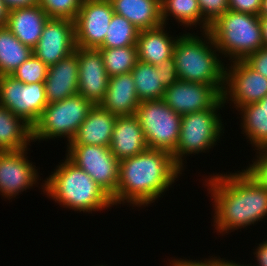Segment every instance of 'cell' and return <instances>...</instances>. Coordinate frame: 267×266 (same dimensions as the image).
<instances>
[{
  "mask_svg": "<svg viewBox=\"0 0 267 266\" xmlns=\"http://www.w3.org/2000/svg\"><path fill=\"white\" fill-rule=\"evenodd\" d=\"M204 181L215 212L212 226L222 236L254 226L267 216V189L243 169L228 174L213 173Z\"/></svg>",
  "mask_w": 267,
  "mask_h": 266,
  "instance_id": "1",
  "label": "cell"
},
{
  "mask_svg": "<svg viewBox=\"0 0 267 266\" xmlns=\"http://www.w3.org/2000/svg\"><path fill=\"white\" fill-rule=\"evenodd\" d=\"M182 172L172 153L148 148L120 161L119 182L112 202L114 206L128 203L132 208L149 206L171 188Z\"/></svg>",
  "mask_w": 267,
  "mask_h": 266,
  "instance_id": "2",
  "label": "cell"
},
{
  "mask_svg": "<svg viewBox=\"0 0 267 266\" xmlns=\"http://www.w3.org/2000/svg\"><path fill=\"white\" fill-rule=\"evenodd\" d=\"M66 158V159H65ZM45 178L41 190L48 198L69 210L92 213L112 209L111 196L83 169L67 157Z\"/></svg>",
  "mask_w": 267,
  "mask_h": 266,
  "instance_id": "3",
  "label": "cell"
},
{
  "mask_svg": "<svg viewBox=\"0 0 267 266\" xmlns=\"http://www.w3.org/2000/svg\"><path fill=\"white\" fill-rule=\"evenodd\" d=\"M200 34L181 33L175 43L173 57L178 79L216 86L223 93L225 63L209 31Z\"/></svg>",
  "mask_w": 267,
  "mask_h": 266,
  "instance_id": "4",
  "label": "cell"
},
{
  "mask_svg": "<svg viewBox=\"0 0 267 266\" xmlns=\"http://www.w3.org/2000/svg\"><path fill=\"white\" fill-rule=\"evenodd\" d=\"M209 33L230 62L244 60L264 46L260 16L253 14L228 10L210 25Z\"/></svg>",
  "mask_w": 267,
  "mask_h": 266,
  "instance_id": "5",
  "label": "cell"
},
{
  "mask_svg": "<svg viewBox=\"0 0 267 266\" xmlns=\"http://www.w3.org/2000/svg\"><path fill=\"white\" fill-rule=\"evenodd\" d=\"M224 106L222 98L211 109L192 112L181 117L179 141L172 155L182 170L187 156L209 153V149L222 139L220 137L223 136L225 127L219 110Z\"/></svg>",
  "mask_w": 267,
  "mask_h": 266,
  "instance_id": "6",
  "label": "cell"
},
{
  "mask_svg": "<svg viewBox=\"0 0 267 266\" xmlns=\"http://www.w3.org/2000/svg\"><path fill=\"white\" fill-rule=\"evenodd\" d=\"M93 106L90 100L80 94L59 102L48 103L39 120L32 127L33 142L67 138L69 143Z\"/></svg>",
  "mask_w": 267,
  "mask_h": 266,
  "instance_id": "7",
  "label": "cell"
},
{
  "mask_svg": "<svg viewBox=\"0 0 267 266\" xmlns=\"http://www.w3.org/2000/svg\"><path fill=\"white\" fill-rule=\"evenodd\" d=\"M135 115L149 149L170 153L176 150L182 116L174 112L163 99L140 102Z\"/></svg>",
  "mask_w": 267,
  "mask_h": 266,
  "instance_id": "8",
  "label": "cell"
},
{
  "mask_svg": "<svg viewBox=\"0 0 267 266\" xmlns=\"http://www.w3.org/2000/svg\"><path fill=\"white\" fill-rule=\"evenodd\" d=\"M0 105L33 127L48 105L44 82L24 84L12 75L0 76Z\"/></svg>",
  "mask_w": 267,
  "mask_h": 266,
  "instance_id": "9",
  "label": "cell"
},
{
  "mask_svg": "<svg viewBox=\"0 0 267 266\" xmlns=\"http://www.w3.org/2000/svg\"><path fill=\"white\" fill-rule=\"evenodd\" d=\"M66 157L91 178L111 197L119 182L120 161L109 147L98 145H67Z\"/></svg>",
  "mask_w": 267,
  "mask_h": 266,
  "instance_id": "10",
  "label": "cell"
},
{
  "mask_svg": "<svg viewBox=\"0 0 267 266\" xmlns=\"http://www.w3.org/2000/svg\"><path fill=\"white\" fill-rule=\"evenodd\" d=\"M229 63L228 65L231 66L226 64L224 104H233V108L238 111L245 105L259 102L267 95L265 76L254 71L243 60Z\"/></svg>",
  "mask_w": 267,
  "mask_h": 266,
  "instance_id": "11",
  "label": "cell"
},
{
  "mask_svg": "<svg viewBox=\"0 0 267 266\" xmlns=\"http://www.w3.org/2000/svg\"><path fill=\"white\" fill-rule=\"evenodd\" d=\"M114 14L110 0H82L74 19L76 47L98 49Z\"/></svg>",
  "mask_w": 267,
  "mask_h": 266,
  "instance_id": "12",
  "label": "cell"
},
{
  "mask_svg": "<svg viewBox=\"0 0 267 266\" xmlns=\"http://www.w3.org/2000/svg\"><path fill=\"white\" fill-rule=\"evenodd\" d=\"M27 149L30 150L0 151V195L5 199L11 200L33 186L41 185L39 171L28 160Z\"/></svg>",
  "mask_w": 267,
  "mask_h": 266,
  "instance_id": "13",
  "label": "cell"
},
{
  "mask_svg": "<svg viewBox=\"0 0 267 266\" xmlns=\"http://www.w3.org/2000/svg\"><path fill=\"white\" fill-rule=\"evenodd\" d=\"M222 98L223 93L216 86L178 80L166 88L163 101L183 116L211 109Z\"/></svg>",
  "mask_w": 267,
  "mask_h": 266,
  "instance_id": "14",
  "label": "cell"
},
{
  "mask_svg": "<svg viewBox=\"0 0 267 266\" xmlns=\"http://www.w3.org/2000/svg\"><path fill=\"white\" fill-rule=\"evenodd\" d=\"M74 21L49 18L33 54L46 66H51L75 51Z\"/></svg>",
  "mask_w": 267,
  "mask_h": 266,
  "instance_id": "15",
  "label": "cell"
},
{
  "mask_svg": "<svg viewBox=\"0 0 267 266\" xmlns=\"http://www.w3.org/2000/svg\"><path fill=\"white\" fill-rule=\"evenodd\" d=\"M78 57V94L100 104L105 97L109 76L99 49L75 47Z\"/></svg>",
  "mask_w": 267,
  "mask_h": 266,
  "instance_id": "16",
  "label": "cell"
},
{
  "mask_svg": "<svg viewBox=\"0 0 267 266\" xmlns=\"http://www.w3.org/2000/svg\"><path fill=\"white\" fill-rule=\"evenodd\" d=\"M78 77V57L75 52L49 66L44 82L47 102H59L78 94Z\"/></svg>",
  "mask_w": 267,
  "mask_h": 266,
  "instance_id": "17",
  "label": "cell"
},
{
  "mask_svg": "<svg viewBox=\"0 0 267 266\" xmlns=\"http://www.w3.org/2000/svg\"><path fill=\"white\" fill-rule=\"evenodd\" d=\"M109 148L119 161L148 149L144 132L135 114L117 116Z\"/></svg>",
  "mask_w": 267,
  "mask_h": 266,
  "instance_id": "18",
  "label": "cell"
},
{
  "mask_svg": "<svg viewBox=\"0 0 267 266\" xmlns=\"http://www.w3.org/2000/svg\"><path fill=\"white\" fill-rule=\"evenodd\" d=\"M117 116L102 108L99 104L94 105L86 119L80 125L73 139L66 145H98L110 147L114 123Z\"/></svg>",
  "mask_w": 267,
  "mask_h": 266,
  "instance_id": "19",
  "label": "cell"
},
{
  "mask_svg": "<svg viewBox=\"0 0 267 266\" xmlns=\"http://www.w3.org/2000/svg\"><path fill=\"white\" fill-rule=\"evenodd\" d=\"M48 19L40 5L22 7L9 11L6 26L22 44L33 50Z\"/></svg>",
  "mask_w": 267,
  "mask_h": 266,
  "instance_id": "20",
  "label": "cell"
},
{
  "mask_svg": "<svg viewBox=\"0 0 267 266\" xmlns=\"http://www.w3.org/2000/svg\"><path fill=\"white\" fill-rule=\"evenodd\" d=\"M140 100L132 73L109 77L104 99L99 104L116 116L135 114Z\"/></svg>",
  "mask_w": 267,
  "mask_h": 266,
  "instance_id": "21",
  "label": "cell"
},
{
  "mask_svg": "<svg viewBox=\"0 0 267 266\" xmlns=\"http://www.w3.org/2000/svg\"><path fill=\"white\" fill-rule=\"evenodd\" d=\"M169 33L166 25L139 31L136 43L138 60L157 66L173 57L178 35L176 37Z\"/></svg>",
  "mask_w": 267,
  "mask_h": 266,
  "instance_id": "22",
  "label": "cell"
},
{
  "mask_svg": "<svg viewBox=\"0 0 267 266\" xmlns=\"http://www.w3.org/2000/svg\"><path fill=\"white\" fill-rule=\"evenodd\" d=\"M115 14L125 17L139 31L163 25L159 0H110Z\"/></svg>",
  "mask_w": 267,
  "mask_h": 266,
  "instance_id": "23",
  "label": "cell"
},
{
  "mask_svg": "<svg viewBox=\"0 0 267 266\" xmlns=\"http://www.w3.org/2000/svg\"><path fill=\"white\" fill-rule=\"evenodd\" d=\"M31 142H33L32 127L0 105V151L29 148Z\"/></svg>",
  "mask_w": 267,
  "mask_h": 266,
  "instance_id": "24",
  "label": "cell"
},
{
  "mask_svg": "<svg viewBox=\"0 0 267 266\" xmlns=\"http://www.w3.org/2000/svg\"><path fill=\"white\" fill-rule=\"evenodd\" d=\"M238 113L242 134L249 139L253 150L267 149V109L256 102L241 107Z\"/></svg>",
  "mask_w": 267,
  "mask_h": 266,
  "instance_id": "25",
  "label": "cell"
},
{
  "mask_svg": "<svg viewBox=\"0 0 267 266\" xmlns=\"http://www.w3.org/2000/svg\"><path fill=\"white\" fill-rule=\"evenodd\" d=\"M33 50L22 44L7 26L0 27V76L11 75Z\"/></svg>",
  "mask_w": 267,
  "mask_h": 266,
  "instance_id": "26",
  "label": "cell"
},
{
  "mask_svg": "<svg viewBox=\"0 0 267 266\" xmlns=\"http://www.w3.org/2000/svg\"><path fill=\"white\" fill-rule=\"evenodd\" d=\"M169 17H173L174 20L180 26H185L193 30V26L196 28L200 26V32L204 31V17L201 14L198 0H163L161 2V19L163 25H167ZM202 28V29H201Z\"/></svg>",
  "mask_w": 267,
  "mask_h": 266,
  "instance_id": "27",
  "label": "cell"
},
{
  "mask_svg": "<svg viewBox=\"0 0 267 266\" xmlns=\"http://www.w3.org/2000/svg\"><path fill=\"white\" fill-rule=\"evenodd\" d=\"M131 73L140 102L163 99L166 87L161 82L160 68L138 60Z\"/></svg>",
  "mask_w": 267,
  "mask_h": 266,
  "instance_id": "28",
  "label": "cell"
},
{
  "mask_svg": "<svg viewBox=\"0 0 267 266\" xmlns=\"http://www.w3.org/2000/svg\"><path fill=\"white\" fill-rule=\"evenodd\" d=\"M109 77L130 73L138 61L137 46L98 48Z\"/></svg>",
  "mask_w": 267,
  "mask_h": 266,
  "instance_id": "29",
  "label": "cell"
},
{
  "mask_svg": "<svg viewBox=\"0 0 267 266\" xmlns=\"http://www.w3.org/2000/svg\"><path fill=\"white\" fill-rule=\"evenodd\" d=\"M139 30L125 17L113 14L105 40L99 48H117L136 45Z\"/></svg>",
  "mask_w": 267,
  "mask_h": 266,
  "instance_id": "30",
  "label": "cell"
},
{
  "mask_svg": "<svg viewBox=\"0 0 267 266\" xmlns=\"http://www.w3.org/2000/svg\"><path fill=\"white\" fill-rule=\"evenodd\" d=\"M48 66L32 54L11 75L24 84L45 82Z\"/></svg>",
  "mask_w": 267,
  "mask_h": 266,
  "instance_id": "31",
  "label": "cell"
},
{
  "mask_svg": "<svg viewBox=\"0 0 267 266\" xmlns=\"http://www.w3.org/2000/svg\"><path fill=\"white\" fill-rule=\"evenodd\" d=\"M82 0H39L49 18L73 20L78 15Z\"/></svg>",
  "mask_w": 267,
  "mask_h": 266,
  "instance_id": "32",
  "label": "cell"
},
{
  "mask_svg": "<svg viewBox=\"0 0 267 266\" xmlns=\"http://www.w3.org/2000/svg\"><path fill=\"white\" fill-rule=\"evenodd\" d=\"M201 14L204 17V31L229 10L228 0H198Z\"/></svg>",
  "mask_w": 267,
  "mask_h": 266,
  "instance_id": "33",
  "label": "cell"
},
{
  "mask_svg": "<svg viewBox=\"0 0 267 266\" xmlns=\"http://www.w3.org/2000/svg\"><path fill=\"white\" fill-rule=\"evenodd\" d=\"M252 164H249L246 169H243L251 176L260 186L267 189V149L255 151Z\"/></svg>",
  "mask_w": 267,
  "mask_h": 266,
  "instance_id": "34",
  "label": "cell"
},
{
  "mask_svg": "<svg viewBox=\"0 0 267 266\" xmlns=\"http://www.w3.org/2000/svg\"><path fill=\"white\" fill-rule=\"evenodd\" d=\"M243 61L254 71L267 78V47L263 46L251 53Z\"/></svg>",
  "mask_w": 267,
  "mask_h": 266,
  "instance_id": "35",
  "label": "cell"
},
{
  "mask_svg": "<svg viewBox=\"0 0 267 266\" xmlns=\"http://www.w3.org/2000/svg\"><path fill=\"white\" fill-rule=\"evenodd\" d=\"M229 10L260 15L262 0H228Z\"/></svg>",
  "mask_w": 267,
  "mask_h": 266,
  "instance_id": "36",
  "label": "cell"
},
{
  "mask_svg": "<svg viewBox=\"0 0 267 266\" xmlns=\"http://www.w3.org/2000/svg\"><path fill=\"white\" fill-rule=\"evenodd\" d=\"M156 68H160L161 82L166 88L179 80L174 57L163 61Z\"/></svg>",
  "mask_w": 267,
  "mask_h": 266,
  "instance_id": "37",
  "label": "cell"
},
{
  "mask_svg": "<svg viewBox=\"0 0 267 266\" xmlns=\"http://www.w3.org/2000/svg\"><path fill=\"white\" fill-rule=\"evenodd\" d=\"M212 257V258H211ZM210 258L208 257L205 258L203 261L202 260H189L187 258H179V259H172L169 260L170 264L167 266H223V258L219 257H213L211 256Z\"/></svg>",
  "mask_w": 267,
  "mask_h": 266,
  "instance_id": "38",
  "label": "cell"
},
{
  "mask_svg": "<svg viewBox=\"0 0 267 266\" xmlns=\"http://www.w3.org/2000/svg\"><path fill=\"white\" fill-rule=\"evenodd\" d=\"M253 250H255L253 254L254 256L256 255L255 260L257 261L255 263L258 265L253 264L252 266H267V240L264 241L263 239V241Z\"/></svg>",
  "mask_w": 267,
  "mask_h": 266,
  "instance_id": "39",
  "label": "cell"
},
{
  "mask_svg": "<svg viewBox=\"0 0 267 266\" xmlns=\"http://www.w3.org/2000/svg\"><path fill=\"white\" fill-rule=\"evenodd\" d=\"M2 1L9 9V11L16 8L39 5V0H2Z\"/></svg>",
  "mask_w": 267,
  "mask_h": 266,
  "instance_id": "40",
  "label": "cell"
},
{
  "mask_svg": "<svg viewBox=\"0 0 267 266\" xmlns=\"http://www.w3.org/2000/svg\"><path fill=\"white\" fill-rule=\"evenodd\" d=\"M9 9L4 2L0 0V27L6 26Z\"/></svg>",
  "mask_w": 267,
  "mask_h": 266,
  "instance_id": "41",
  "label": "cell"
},
{
  "mask_svg": "<svg viewBox=\"0 0 267 266\" xmlns=\"http://www.w3.org/2000/svg\"><path fill=\"white\" fill-rule=\"evenodd\" d=\"M260 20L262 25L263 45L267 47V16H260Z\"/></svg>",
  "mask_w": 267,
  "mask_h": 266,
  "instance_id": "42",
  "label": "cell"
},
{
  "mask_svg": "<svg viewBox=\"0 0 267 266\" xmlns=\"http://www.w3.org/2000/svg\"><path fill=\"white\" fill-rule=\"evenodd\" d=\"M252 263H250V264H240L239 262L238 263H236L235 261L233 262V260H225V258H223V266H252L251 265Z\"/></svg>",
  "mask_w": 267,
  "mask_h": 266,
  "instance_id": "43",
  "label": "cell"
},
{
  "mask_svg": "<svg viewBox=\"0 0 267 266\" xmlns=\"http://www.w3.org/2000/svg\"><path fill=\"white\" fill-rule=\"evenodd\" d=\"M259 16H267V0H262V9Z\"/></svg>",
  "mask_w": 267,
  "mask_h": 266,
  "instance_id": "44",
  "label": "cell"
},
{
  "mask_svg": "<svg viewBox=\"0 0 267 266\" xmlns=\"http://www.w3.org/2000/svg\"><path fill=\"white\" fill-rule=\"evenodd\" d=\"M262 107L267 109V95L258 102Z\"/></svg>",
  "mask_w": 267,
  "mask_h": 266,
  "instance_id": "45",
  "label": "cell"
}]
</instances>
